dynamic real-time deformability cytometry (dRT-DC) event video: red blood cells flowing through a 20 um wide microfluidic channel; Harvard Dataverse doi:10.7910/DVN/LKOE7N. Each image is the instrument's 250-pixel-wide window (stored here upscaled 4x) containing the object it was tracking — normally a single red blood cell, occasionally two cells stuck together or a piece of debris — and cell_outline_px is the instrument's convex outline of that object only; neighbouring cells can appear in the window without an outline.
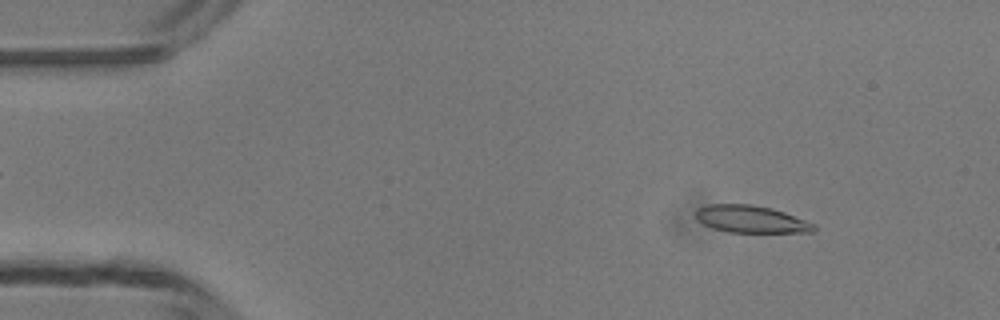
{"species": "common noctule bat (a hibernating species)", "species_latin": "Nyctalus noctula", "temperature_condition": "room temperature", "stored_images_in_passage": 47, "camera_frame_rate_fps": 3000, "um_per_image_px": 0.085, "animal": {"sex": "male", "body_mass_g": 13.3}, "frame": {"image": 1, "passage_image": 5, "time_ms": 1.333, "image_size_px": [1000, 320], "cell_outline_px": [[816, 228], [812, 232], [728, 232], [712, 228], [696, 220], [696, 208], [708, 204], [752, 204], [772, 208], [784, 212], [816, 224]], "centroid_in_image_um": [63.81, 18.62], "position_along_channel_um": 21.2, "area_um2": 18.84}}
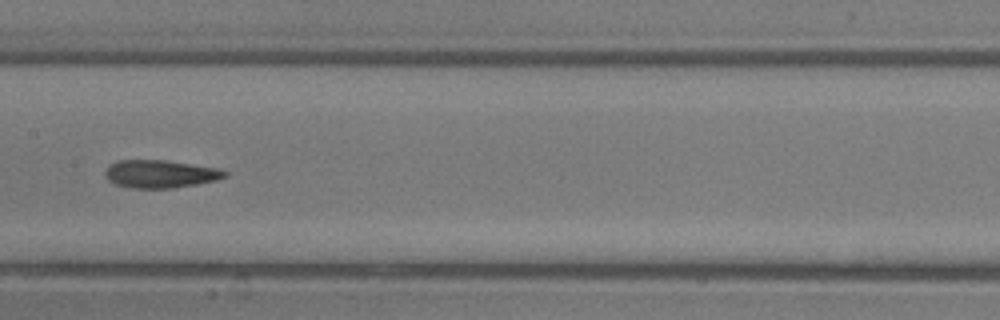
{"frame": {"image": 2, "passage_image": 23, "time_ms": 7.333, "image_size_px": [1000, 320], "cell_outline_px": [[228, 176], [216, 180], [196, 184], [172, 188], [132, 188], [116, 184], [108, 180], [104, 172], [112, 164], [120, 160], [164, 160], [220, 168], [228, 172]], "centroid_in_image_um": [13.67, 14.78], "position_along_channel_um": 193.7, "area_um2": 19.31}}
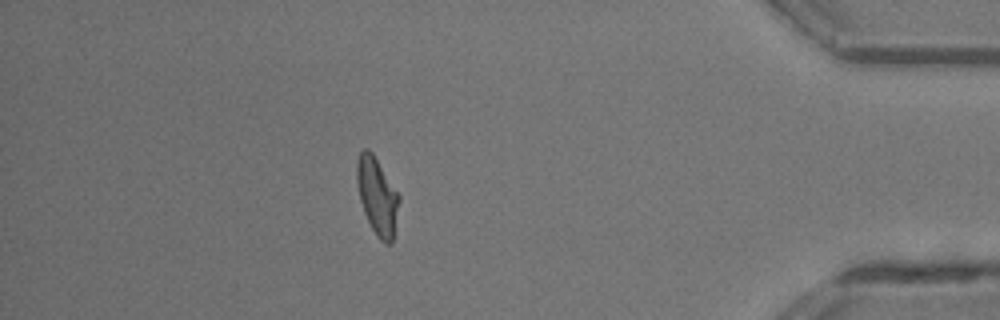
{"frame": {"image": 3, "passage_image": 41, "time_ms": 13.333, "image_size_px": [1000, 320], "cell_outline_px": [[400, 200], [392, 244], [384, 244], [376, 236], [364, 212], [360, 200], [356, 180], [356, 160], [360, 152], [364, 148], [368, 148], [372, 152], [400, 196]], "centroid_in_image_um": [32.06, 16.67], "position_along_channel_um": 403.1, "area_um2": 19.02}, "authors_computed_cell_mechanics": {"area_um2": 19.074, "velocity_mm_per_s": 4.2682, "shape_relaxation_time_tau1_ms": 9.4675, "shape_relaxation_time_tau2_ms": 2.7139, "deformation_change_tau1": 0.284, "deformation_change_tau2": 0.1223}}